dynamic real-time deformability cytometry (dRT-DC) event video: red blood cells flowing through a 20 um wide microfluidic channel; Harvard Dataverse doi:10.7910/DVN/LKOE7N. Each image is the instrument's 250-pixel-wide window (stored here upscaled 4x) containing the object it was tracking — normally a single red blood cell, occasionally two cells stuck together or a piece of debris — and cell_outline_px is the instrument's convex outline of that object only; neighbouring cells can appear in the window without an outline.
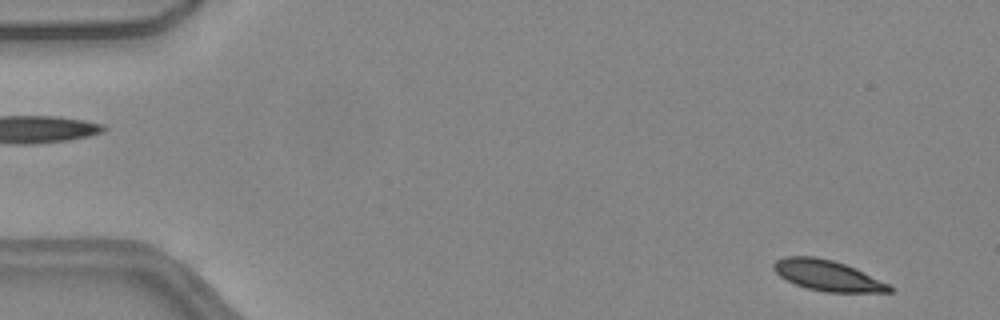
{"species": "common noctule bat (a hibernating species)", "species_latin": "Nyctalus noctula", "temperature_condition": "warm", "stored_images_in_passage": 49, "camera_frame_rate_fps": 3000, "um_per_image_px": 0.085, "animal": {"sex": "female", "body_mass_g": 24.6, "forearm_length_mm": 56.2}, "frame": {"image": 1, "passage_image": 2, "time_ms": 0.333, "image_size_px": [1000, 320], "cell_outline_px": [[892, 292], [824, 292], [808, 288], [796, 284], [780, 276], [772, 268], [772, 264], [776, 260], [784, 256], [816, 256], [832, 260], [856, 268], [888, 284], [892, 288]], "centroid_in_image_um": [70.31, 23.4], "position_along_channel_um": 14.7, "area_um2": 20.52}}
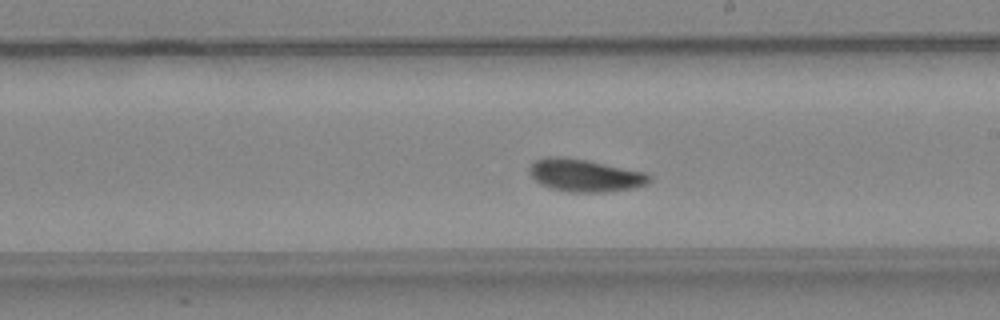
{"frame": {"image": 2, "passage_image": 28, "time_ms": 9.0, "image_size_px": [1000, 320], "cell_outline_px": [[652, 180], [648, 184], [632, 188], [608, 192], [568, 192], [552, 188], [540, 184], [528, 172], [528, 168], [536, 160], [544, 156], [564, 156], [588, 160], [644, 172], [652, 176]], "centroid_in_image_um": [49.72, 14.9], "position_along_channel_um": 239.3, "area_um2": 22.95}}
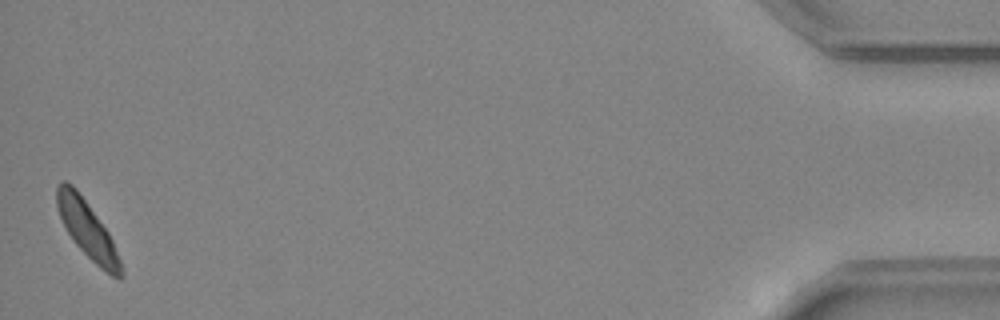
{"frame": {"image": 3, "passage_image": 49, "time_ms": 16.0, "image_size_px": [1000, 320], "cell_outline_px": [[124, 276], [120, 280], [112, 276], [100, 268], [72, 240], [56, 208], [56, 184], [60, 180], [64, 180], [72, 184], [76, 188], [108, 232], [112, 240], [120, 260], [124, 272]], "centroid_in_image_um": [7.41, 19.5], "position_along_channel_um": 427.8, "area_um2": 21.1}, "authors_computed_cell_mechanics": {"area_um2": 21.675, "velocity_mm_per_s": 4.0331, "shape_relaxation_time_tau1_ms": 4.447, "shape_relaxation_time_tau2_ms": 10.4261, "deformation_change_tau1": 0.1223, "deformation_change_tau2": 0.1211}}